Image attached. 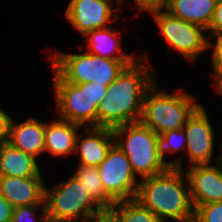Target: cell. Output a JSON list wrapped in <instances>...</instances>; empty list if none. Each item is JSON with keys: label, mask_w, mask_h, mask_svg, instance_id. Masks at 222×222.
I'll return each instance as SVG.
<instances>
[{"label": "cell", "mask_w": 222, "mask_h": 222, "mask_svg": "<svg viewBox=\"0 0 222 222\" xmlns=\"http://www.w3.org/2000/svg\"><path fill=\"white\" fill-rule=\"evenodd\" d=\"M120 5V0H115ZM114 0H70L65 17L83 36L88 32L109 27L117 22L118 7L113 9ZM108 24V25H107Z\"/></svg>", "instance_id": "11"}, {"label": "cell", "mask_w": 222, "mask_h": 222, "mask_svg": "<svg viewBox=\"0 0 222 222\" xmlns=\"http://www.w3.org/2000/svg\"><path fill=\"white\" fill-rule=\"evenodd\" d=\"M82 129L83 133H78L75 145V154H79V164L98 167L114 144L112 129L107 127Z\"/></svg>", "instance_id": "14"}, {"label": "cell", "mask_w": 222, "mask_h": 222, "mask_svg": "<svg viewBox=\"0 0 222 222\" xmlns=\"http://www.w3.org/2000/svg\"><path fill=\"white\" fill-rule=\"evenodd\" d=\"M216 40V42L214 41ZM208 48L212 49L211 63L214 73H222V35L212 36L209 38Z\"/></svg>", "instance_id": "25"}, {"label": "cell", "mask_w": 222, "mask_h": 222, "mask_svg": "<svg viewBox=\"0 0 222 222\" xmlns=\"http://www.w3.org/2000/svg\"><path fill=\"white\" fill-rule=\"evenodd\" d=\"M148 63V53L139 55L108 86L97 107V127L113 129L140 122L145 93L157 80L155 68Z\"/></svg>", "instance_id": "1"}, {"label": "cell", "mask_w": 222, "mask_h": 222, "mask_svg": "<svg viewBox=\"0 0 222 222\" xmlns=\"http://www.w3.org/2000/svg\"><path fill=\"white\" fill-rule=\"evenodd\" d=\"M200 105L193 95L182 90L168 94L155 81L145 93L140 122L161 135L182 129Z\"/></svg>", "instance_id": "3"}, {"label": "cell", "mask_w": 222, "mask_h": 222, "mask_svg": "<svg viewBox=\"0 0 222 222\" xmlns=\"http://www.w3.org/2000/svg\"><path fill=\"white\" fill-rule=\"evenodd\" d=\"M111 211L121 222H164L136 199L115 202Z\"/></svg>", "instance_id": "22"}, {"label": "cell", "mask_w": 222, "mask_h": 222, "mask_svg": "<svg viewBox=\"0 0 222 222\" xmlns=\"http://www.w3.org/2000/svg\"><path fill=\"white\" fill-rule=\"evenodd\" d=\"M44 177L0 176V193L13 206L45 205Z\"/></svg>", "instance_id": "13"}, {"label": "cell", "mask_w": 222, "mask_h": 222, "mask_svg": "<svg viewBox=\"0 0 222 222\" xmlns=\"http://www.w3.org/2000/svg\"><path fill=\"white\" fill-rule=\"evenodd\" d=\"M125 0H120V4H124ZM166 0H134L136 10L138 12L150 11L153 9L163 8Z\"/></svg>", "instance_id": "28"}, {"label": "cell", "mask_w": 222, "mask_h": 222, "mask_svg": "<svg viewBox=\"0 0 222 222\" xmlns=\"http://www.w3.org/2000/svg\"><path fill=\"white\" fill-rule=\"evenodd\" d=\"M135 199L164 222L194 220L189 181L184 169L169 167L158 175L143 178Z\"/></svg>", "instance_id": "2"}, {"label": "cell", "mask_w": 222, "mask_h": 222, "mask_svg": "<svg viewBox=\"0 0 222 222\" xmlns=\"http://www.w3.org/2000/svg\"><path fill=\"white\" fill-rule=\"evenodd\" d=\"M85 222H98V221L96 219H92V220L85 221Z\"/></svg>", "instance_id": "32"}, {"label": "cell", "mask_w": 222, "mask_h": 222, "mask_svg": "<svg viewBox=\"0 0 222 222\" xmlns=\"http://www.w3.org/2000/svg\"><path fill=\"white\" fill-rule=\"evenodd\" d=\"M98 222H121V220L111 211H101L95 218Z\"/></svg>", "instance_id": "30"}, {"label": "cell", "mask_w": 222, "mask_h": 222, "mask_svg": "<svg viewBox=\"0 0 222 222\" xmlns=\"http://www.w3.org/2000/svg\"><path fill=\"white\" fill-rule=\"evenodd\" d=\"M45 130L46 122H41L36 117L30 116L18 123L12 117L8 143L38 159L41 154H45Z\"/></svg>", "instance_id": "15"}, {"label": "cell", "mask_w": 222, "mask_h": 222, "mask_svg": "<svg viewBox=\"0 0 222 222\" xmlns=\"http://www.w3.org/2000/svg\"><path fill=\"white\" fill-rule=\"evenodd\" d=\"M114 143L128 157L131 169L140 179L158 175L169 166L158 155L157 134L141 122L112 129Z\"/></svg>", "instance_id": "5"}, {"label": "cell", "mask_w": 222, "mask_h": 222, "mask_svg": "<svg viewBox=\"0 0 222 222\" xmlns=\"http://www.w3.org/2000/svg\"><path fill=\"white\" fill-rule=\"evenodd\" d=\"M55 52L49 56L51 67L66 82L73 84L97 82L109 86L126 67L120 60L99 57L86 51L77 54Z\"/></svg>", "instance_id": "6"}, {"label": "cell", "mask_w": 222, "mask_h": 222, "mask_svg": "<svg viewBox=\"0 0 222 222\" xmlns=\"http://www.w3.org/2000/svg\"><path fill=\"white\" fill-rule=\"evenodd\" d=\"M117 30L109 26L90 31L82 36L86 39L84 40L86 41V52L107 59L120 60L126 66L132 64L139 57L133 53L128 54L122 51V32L119 29Z\"/></svg>", "instance_id": "16"}, {"label": "cell", "mask_w": 222, "mask_h": 222, "mask_svg": "<svg viewBox=\"0 0 222 222\" xmlns=\"http://www.w3.org/2000/svg\"><path fill=\"white\" fill-rule=\"evenodd\" d=\"M13 206L0 193V222H11Z\"/></svg>", "instance_id": "29"}, {"label": "cell", "mask_w": 222, "mask_h": 222, "mask_svg": "<svg viewBox=\"0 0 222 222\" xmlns=\"http://www.w3.org/2000/svg\"><path fill=\"white\" fill-rule=\"evenodd\" d=\"M193 222H222V201L197 206Z\"/></svg>", "instance_id": "24"}, {"label": "cell", "mask_w": 222, "mask_h": 222, "mask_svg": "<svg viewBox=\"0 0 222 222\" xmlns=\"http://www.w3.org/2000/svg\"><path fill=\"white\" fill-rule=\"evenodd\" d=\"M213 87L216 89V91L219 93L220 96H222V73H214L213 75Z\"/></svg>", "instance_id": "31"}, {"label": "cell", "mask_w": 222, "mask_h": 222, "mask_svg": "<svg viewBox=\"0 0 222 222\" xmlns=\"http://www.w3.org/2000/svg\"><path fill=\"white\" fill-rule=\"evenodd\" d=\"M216 2L217 0H166L163 9L170 15L207 31L214 16Z\"/></svg>", "instance_id": "18"}, {"label": "cell", "mask_w": 222, "mask_h": 222, "mask_svg": "<svg viewBox=\"0 0 222 222\" xmlns=\"http://www.w3.org/2000/svg\"><path fill=\"white\" fill-rule=\"evenodd\" d=\"M39 210V217L35 213ZM11 222H49L45 205H25L13 208Z\"/></svg>", "instance_id": "23"}, {"label": "cell", "mask_w": 222, "mask_h": 222, "mask_svg": "<svg viewBox=\"0 0 222 222\" xmlns=\"http://www.w3.org/2000/svg\"><path fill=\"white\" fill-rule=\"evenodd\" d=\"M148 12L151 13L169 49L183 55L190 63L195 64L199 55L209 50L207 32L201 26L174 17L163 8Z\"/></svg>", "instance_id": "8"}, {"label": "cell", "mask_w": 222, "mask_h": 222, "mask_svg": "<svg viewBox=\"0 0 222 222\" xmlns=\"http://www.w3.org/2000/svg\"><path fill=\"white\" fill-rule=\"evenodd\" d=\"M12 116L0 107V146L8 142Z\"/></svg>", "instance_id": "27"}, {"label": "cell", "mask_w": 222, "mask_h": 222, "mask_svg": "<svg viewBox=\"0 0 222 222\" xmlns=\"http://www.w3.org/2000/svg\"><path fill=\"white\" fill-rule=\"evenodd\" d=\"M204 105H200L193 114L187 119L184 130L186 131L188 167L199 164H211L212 160L218 162L222 160V141L219 143L220 155L214 157L215 130L210 123Z\"/></svg>", "instance_id": "10"}, {"label": "cell", "mask_w": 222, "mask_h": 222, "mask_svg": "<svg viewBox=\"0 0 222 222\" xmlns=\"http://www.w3.org/2000/svg\"><path fill=\"white\" fill-rule=\"evenodd\" d=\"M70 178L46 187L44 204L49 222H85L95 219L102 211L92 200L81 182Z\"/></svg>", "instance_id": "7"}, {"label": "cell", "mask_w": 222, "mask_h": 222, "mask_svg": "<svg viewBox=\"0 0 222 222\" xmlns=\"http://www.w3.org/2000/svg\"><path fill=\"white\" fill-rule=\"evenodd\" d=\"M39 164L33 155L8 142L0 146V176L43 177Z\"/></svg>", "instance_id": "19"}, {"label": "cell", "mask_w": 222, "mask_h": 222, "mask_svg": "<svg viewBox=\"0 0 222 222\" xmlns=\"http://www.w3.org/2000/svg\"><path fill=\"white\" fill-rule=\"evenodd\" d=\"M106 194L114 201L135 199L139 181L128 157L114 143L105 160L97 167Z\"/></svg>", "instance_id": "9"}, {"label": "cell", "mask_w": 222, "mask_h": 222, "mask_svg": "<svg viewBox=\"0 0 222 222\" xmlns=\"http://www.w3.org/2000/svg\"><path fill=\"white\" fill-rule=\"evenodd\" d=\"M82 183L91 200L102 210H111L115 202L106 194L97 167L78 164L72 175Z\"/></svg>", "instance_id": "20"}, {"label": "cell", "mask_w": 222, "mask_h": 222, "mask_svg": "<svg viewBox=\"0 0 222 222\" xmlns=\"http://www.w3.org/2000/svg\"><path fill=\"white\" fill-rule=\"evenodd\" d=\"M185 167L194 209L200 205L222 201V160L216 165L211 163Z\"/></svg>", "instance_id": "12"}, {"label": "cell", "mask_w": 222, "mask_h": 222, "mask_svg": "<svg viewBox=\"0 0 222 222\" xmlns=\"http://www.w3.org/2000/svg\"><path fill=\"white\" fill-rule=\"evenodd\" d=\"M54 101L61 119L82 127H97V107L107 94L108 86L88 82H66L53 68Z\"/></svg>", "instance_id": "4"}, {"label": "cell", "mask_w": 222, "mask_h": 222, "mask_svg": "<svg viewBox=\"0 0 222 222\" xmlns=\"http://www.w3.org/2000/svg\"><path fill=\"white\" fill-rule=\"evenodd\" d=\"M54 120L51 123L46 122L45 153L58 158L75 154L78 130L83 127L61 118Z\"/></svg>", "instance_id": "17"}, {"label": "cell", "mask_w": 222, "mask_h": 222, "mask_svg": "<svg viewBox=\"0 0 222 222\" xmlns=\"http://www.w3.org/2000/svg\"><path fill=\"white\" fill-rule=\"evenodd\" d=\"M206 32L208 39L212 36L222 35V0H217L212 22Z\"/></svg>", "instance_id": "26"}, {"label": "cell", "mask_w": 222, "mask_h": 222, "mask_svg": "<svg viewBox=\"0 0 222 222\" xmlns=\"http://www.w3.org/2000/svg\"><path fill=\"white\" fill-rule=\"evenodd\" d=\"M186 142L187 138H186V131L184 130V128L170 130L161 135H158L157 136L158 155L163 159V161L169 167L184 169L182 156L176 157V159L173 161L172 160L168 161L167 159L165 160L166 158L165 155L166 153L167 154L176 153V151L184 152L186 150V145H187Z\"/></svg>", "instance_id": "21"}]
</instances>
